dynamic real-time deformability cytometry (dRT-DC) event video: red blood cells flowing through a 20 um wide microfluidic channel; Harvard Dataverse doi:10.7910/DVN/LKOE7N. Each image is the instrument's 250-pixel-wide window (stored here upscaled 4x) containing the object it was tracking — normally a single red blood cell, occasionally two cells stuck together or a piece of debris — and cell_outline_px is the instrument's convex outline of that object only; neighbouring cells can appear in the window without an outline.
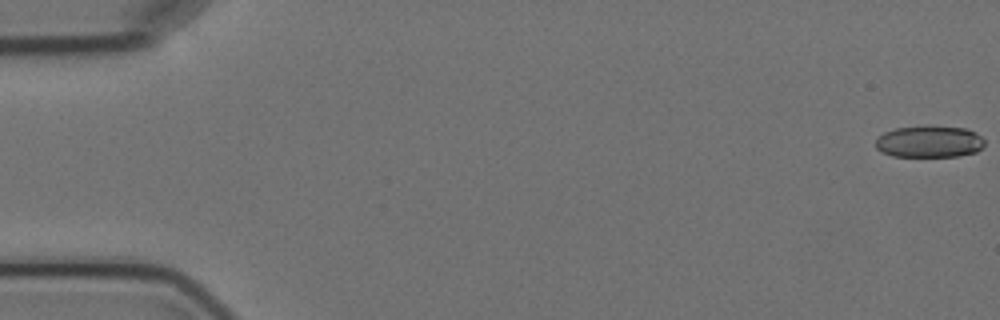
{"species": "Egyptian fruit bat (a non-hibernating species)", "species_latin": "Rousettus aegyptiacus", "temperature_condition": "cold", "stored_images_in_passage": 9, "camera_frame_rate_fps": 3000, "um_per_image_px": 0.085, "animal": {"sex": "female"}, "frame": {"image": 1, "passage_image": 1, "time_ms": 0.0, "image_size_px": [1000, 320], "cell_outline_px": [[984, 144], [976, 152], [960, 156], [892, 156], [880, 152], [876, 148], [876, 140], [884, 132], [896, 128], [928, 124], [968, 128], [976, 132], [984, 140]], "centroid_in_image_um": [79.0, 12.01], "position_along_channel_um": 6.0, "area_um2": 20.63}}
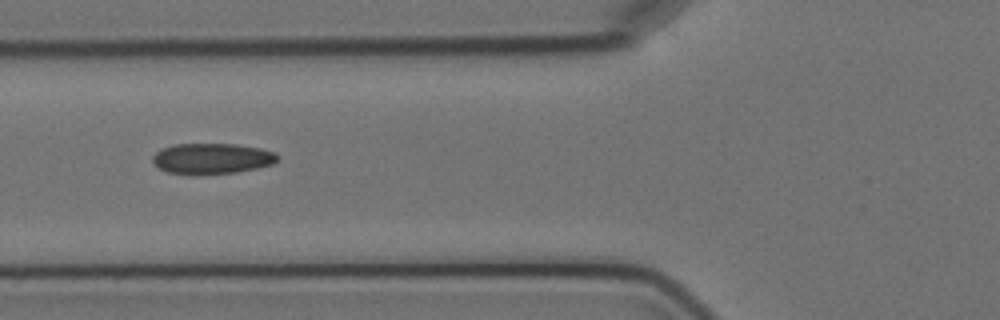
{"frame": {"image": 2, "passage_image": 7, "time_ms": 7.0, "image_size_px": [1000, 320], "cell_outline_px": [[280, 156], [272, 164], [256, 168], [236, 172], [196, 176], [168, 172], [160, 168], [152, 160], [152, 156], [160, 148], [172, 144], [236, 144], [260, 148], [272, 152]], "centroid_in_image_um": [17.97, 13.48], "position_along_channel_um": 107.8, "area_um2": 22.54}}
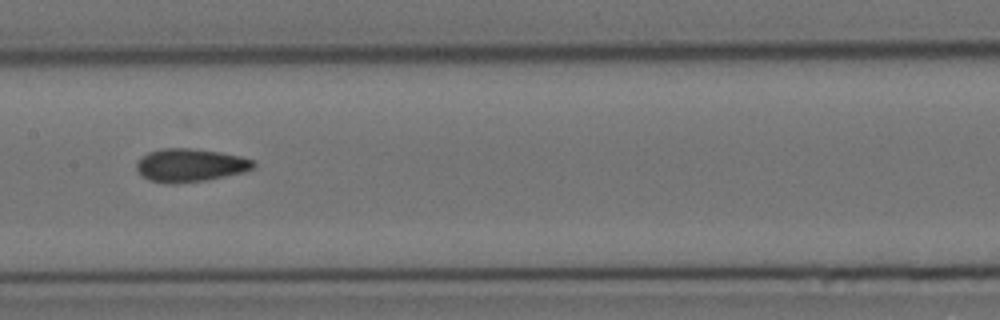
{"frame": {"image": 3, "passage_image": 9, "time_ms": 9.333, "image_size_px": [1000, 320], "cell_outline_px": [[256, 164], [252, 168], [244, 172], [204, 180], [176, 184], [164, 184], [148, 180], [136, 168], [136, 164], [148, 152], [160, 148], [188, 148], [220, 152], [240, 156], [252, 160]], "centroid_in_image_um": [16.15, 14.05], "position_along_channel_um": 191.3, "area_um2": 22.43}}